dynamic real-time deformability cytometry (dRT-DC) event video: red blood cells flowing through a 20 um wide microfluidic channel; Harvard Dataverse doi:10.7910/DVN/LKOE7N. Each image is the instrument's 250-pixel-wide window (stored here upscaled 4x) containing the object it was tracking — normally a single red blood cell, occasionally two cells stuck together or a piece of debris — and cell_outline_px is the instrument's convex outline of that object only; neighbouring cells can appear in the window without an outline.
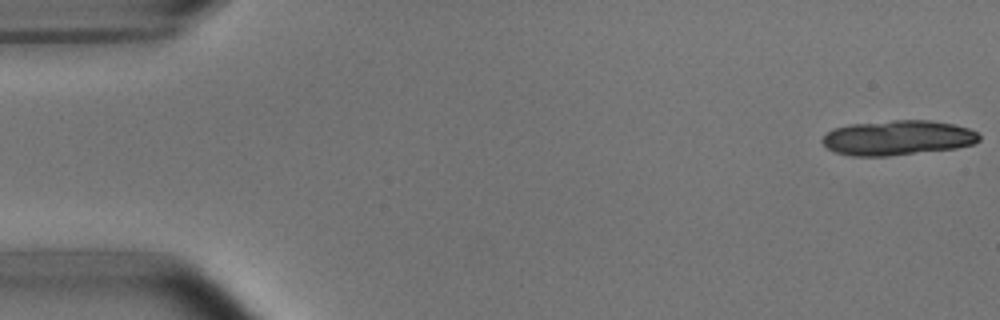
{"species": "common noctule bat (a hibernating species)", "species_latin": "Nyctalus noctula", "temperature_condition": "room temperature", "stored_images_in_passage": 14, "camera_frame_rate_fps": 3000, "um_per_image_px": 0.085, "animal": {"sex": "male", "body_mass_g": 15.6}, "frame": {"image": 1, "passage_image": 1, "time_ms": 0.0, "image_size_px": [1000, 320], "cell_outline_px": [[980, 140], [972, 144], [956, 148], [888, 156], [852, 156], [836, 152], [828, 148], [820, 140], [832, 128], [852, 124], [892, 120], [928, 120], [956, 124], [968, 128], [976, 132], [980, 136]], "centroid_in_image_um": [76.3, 11.71], "position_along_channel_um": 8.7, "area_um2": 31.85}}